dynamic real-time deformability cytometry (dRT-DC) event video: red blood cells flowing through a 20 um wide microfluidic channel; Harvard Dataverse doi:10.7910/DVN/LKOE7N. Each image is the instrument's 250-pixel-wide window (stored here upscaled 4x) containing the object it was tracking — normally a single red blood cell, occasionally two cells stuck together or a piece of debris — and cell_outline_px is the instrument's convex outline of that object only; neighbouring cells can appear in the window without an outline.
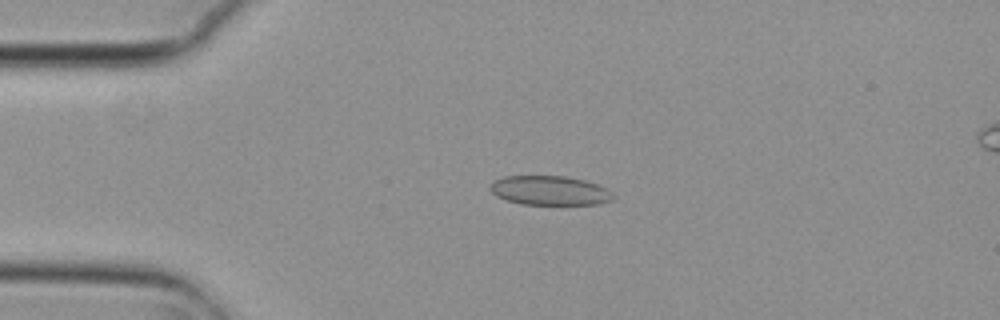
{"species": "common noctule bat (a hibernating species)", "species_latin": "Nyctalus noctula", "temperature_condition": "cold", "stored_images_in_passage": 7, "camera_frame_rate_fps": 3000, "um_per_image_px": 0.085, "animal": {"sex": "female", "body_mass_g": 29.2, "forearm_length_mm": 56.3}, "frame": {"image": 1, "passage_image": 2, "time_ms": 0.333, "image_size_px": [1000, 320], "cell_outline_px": [[616, 196], [612, 200], [596, 204], [520, 204], [496, 196], [492, 192], [492, 184], [496, 180], [504, 176], [564, 176], [584, 180], [608, 188]], "centroid_in_image_um": [46.78, 16.19], "position_along_channel_um": 38.2, "area_um2": 20.81}}
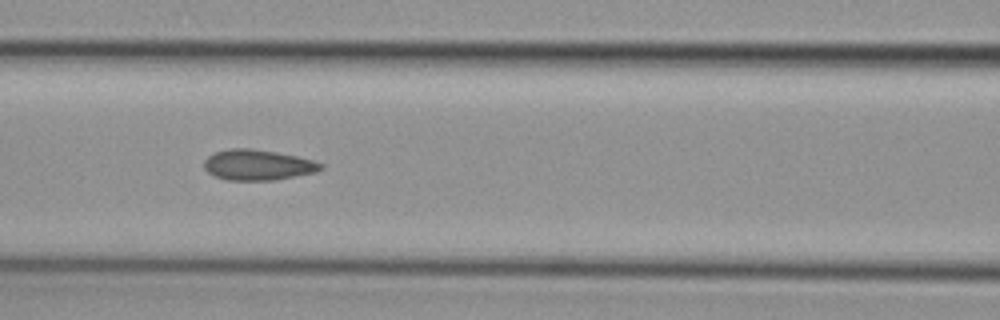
{"frame": {"image": 2, "passage_image": 5, "time_ms": 1.333, "image_size_px": [1000, 320], "cell_outline_px": [[324, 168], [316, 172], [272, 180], [228, 180], [216, 176], [208, 172], [204, 168], [204, 160], [208, 156], [216, 152], [228, 148], [252, 148], [276, 152], [296, 156], [312, 160], [324, 164]], "centroid_in_image_um": [21.91, 14.01], "position_along_channel_um": 144.7, "area_um2": 20.69}}
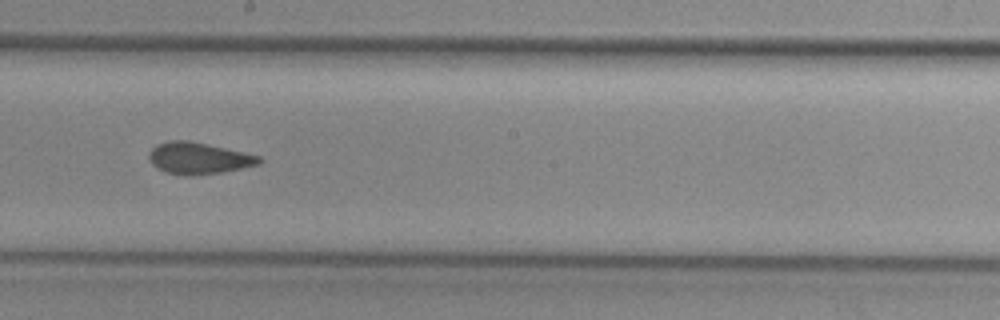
{"frame": {"image": 3, "passage_image": 7, "time_ms": 2.0, "image_size_px": [1000, 320], "cell_outline_px": [[264, 160], [260, 164], [220, 172], [192, 176], [184, 176], [168, 172], [156, 168], [152, 164], [148, 156], [148, 152], [156, 144], [168, 140], [188, 140], [208, 144], [260, 156]], "centroid_in_image_um": [16.85, 13.44], "position_along_channel_um": 231.4, "area_um2": 20.35}}